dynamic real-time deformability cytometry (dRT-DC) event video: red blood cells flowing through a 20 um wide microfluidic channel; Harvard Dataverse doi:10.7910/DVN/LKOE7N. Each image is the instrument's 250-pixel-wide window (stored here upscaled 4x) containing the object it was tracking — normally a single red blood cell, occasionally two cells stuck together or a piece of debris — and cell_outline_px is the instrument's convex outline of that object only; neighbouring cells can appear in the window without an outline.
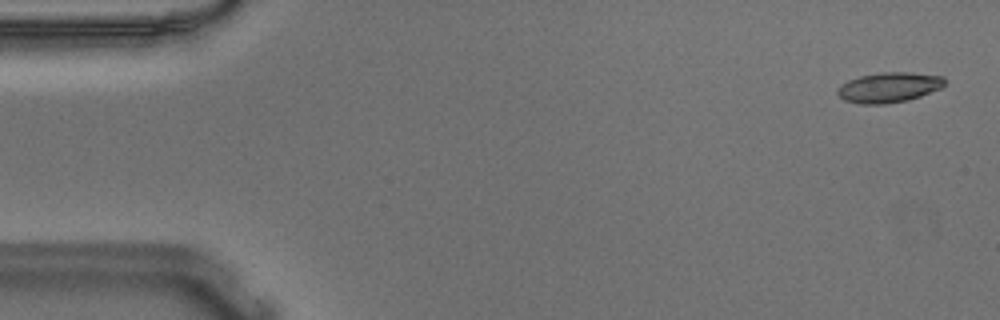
{"species": "Egyptian fruit bat (a non-hibernating species)", "species_latin": "Rousettus aegyptiacus", "temperature_condition": "warm", "stored_images_in_passage": 55, "camera_frame_rate_fps": 3000, "um_per_image_px": 0.085, "animal": {"sex": "male"}, "frame": {"image": 1, "passage_image": 2, "time_ms": 0.333, "image_size_px": [1000, 320], "cell_outline_px": [[944, 84], [940, 88], [920, 96], [908, 100], [888, 104], [860, 104], [844, 100], [836, 92], [848, 80], [860, 76], [880, 72], [908, 72], [944, 76]], "centroid_in_image_um": [75.57, 7.43], "position_along_channel_um": 9.4, "area_um2": 18.67}}
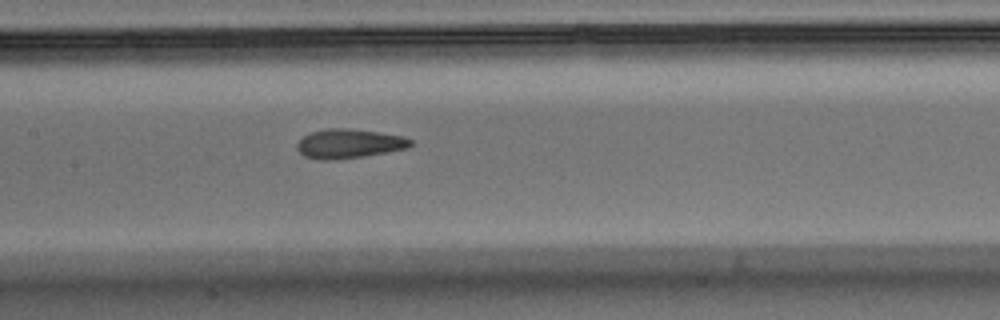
{"frame": {"image": 2, "passage_image": 26, "time_ms": 8.333, "image_size_px": [1000, 320], "cell_outline_px": [[412, 144], [408, 148], [364, 156], [336, 160], [320, 160], [304, 156], [296, 148], [296, 144], [304, 136], [312, 132], [324, 128], [348, 128], [404, 136], [412, 140]], "centroid_in_image_um": [29.65, 12.21], "position_along_channel_um": 177.7, "area_um2": 19.36}}
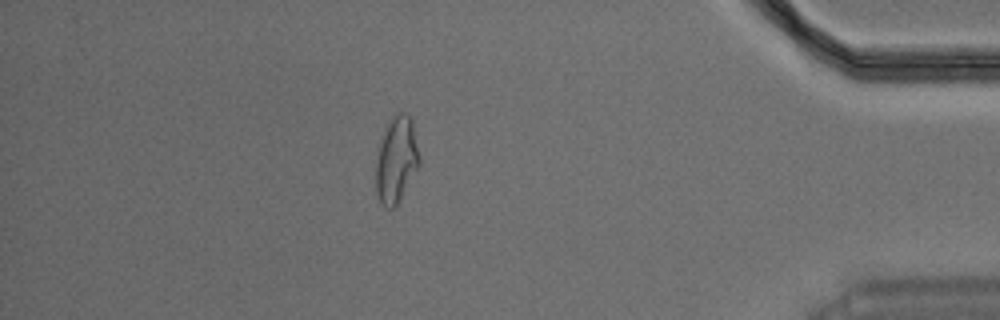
{"frame": {"image": 3, "passage_image": 48, "time_ms": 15.667, "image_size_px": [1000, 320], "cell_outline_px": [[420, 164], [396, 204], [392, 208], [388, 208], [380, 200], [376, 192], [376, 148], [384, 128], [392, 116], [400, 112], [404, 112], [412, 120], [420, 160]], "centroid_in_image_um": [33.66, 13.51], "position_along_channel_um": 401.5, "area_um2": 21.68}, "authors_computed_cell_mechanics": {"area_um2": 19.1896, "velocity_mm_per_s": 3.6472, "shape_relaxation_time_tau1_ms": 6.4532, "shape_relaxation_time_tau2_ms": 1.3336, "deformation_change_tau1": 0.2039, "deformation_change_tau2": 0.0832}}